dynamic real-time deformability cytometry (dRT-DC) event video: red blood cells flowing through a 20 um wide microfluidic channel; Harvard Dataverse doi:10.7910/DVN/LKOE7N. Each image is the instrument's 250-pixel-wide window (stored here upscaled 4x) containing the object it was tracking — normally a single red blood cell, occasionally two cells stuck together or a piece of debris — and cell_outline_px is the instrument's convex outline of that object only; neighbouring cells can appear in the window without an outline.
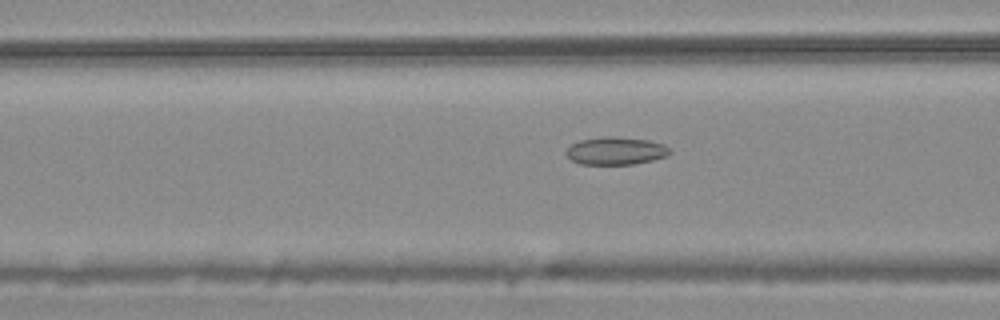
{"species": "common noctule bat (a hibernating species)", "species_latin": "Nyctalus noctula", "temperature_condition": "warm", "stored_images_in_passage": 47, "camera_frame_rate_fps": 3000, "um_per_image_px": 0.085, "animal": {"sex": "male", "body_mass_g": 20.4}, "frame": {"image": 1, "passage_image": 14, "time_ms": 4.333, "image_size_px": [1000, 320], "cell_outline_px": [[672, 152], [668, 156], [652, 160], [632, 164], [580, 164], [572, 160], [564, 152], [572, 144], [580, 140], [604, 136], [612, 136], [648, 140], [664, 144]], "centroid_in_image_um": [52.35, 12.82], "position_along_channel_um": 114.3, "area_um2": 16.7}}
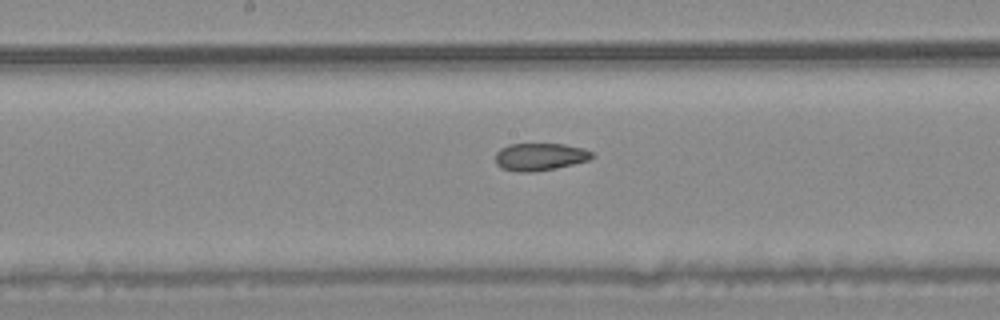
{"frame": {"image": 2, "passage_image": 21, "time_ms": 6.667, "image_size_px": [1000, 320], "cell_outline_px": [[592, 156], [588, 160], [556, 168], [532, 172], [520, 172], [500, 168], [496, 164], [496, 152], [500, 148], [508, 144], [564, 144], [584, 148], [592, 152]], "centroid_in_image_um": [45.85, 13.32], "position_along_channel_um": 202.3, "area_um2": 15.43}}
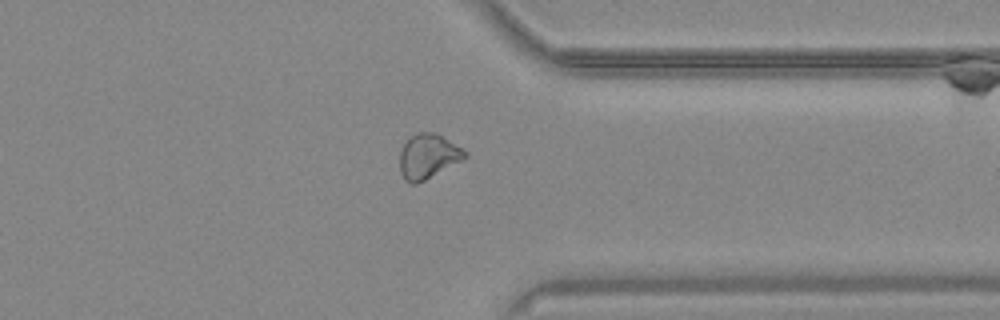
{"frame": {"image": 3, "passage_image": 35, "time_ms": 11.333, "image_size_px": [1000, 320], "cell_outline_px": [[468, 156], [424, 180], [416, 184], [412, 184], [404, 180], [400, 172], [400, 152], [404, 144], [416, 132], [436, 132], [464, 148], [468, 152]], "centroid_in_image_um": [36.39, 13.27], "position_along_channel_um": 375.0, "area_um2": 16.88}, "authors_computed_cell_mechanics": {"area_um2": 16.8776, "velocity_mm_per_s": 3.7587, "shape_relaxation_time_tau1_ms": null, "shape_relaxation_time_tau2_ms": 2.299, "deformation_change_tau1": null, "deformation_change_tau2": 0.0832}}